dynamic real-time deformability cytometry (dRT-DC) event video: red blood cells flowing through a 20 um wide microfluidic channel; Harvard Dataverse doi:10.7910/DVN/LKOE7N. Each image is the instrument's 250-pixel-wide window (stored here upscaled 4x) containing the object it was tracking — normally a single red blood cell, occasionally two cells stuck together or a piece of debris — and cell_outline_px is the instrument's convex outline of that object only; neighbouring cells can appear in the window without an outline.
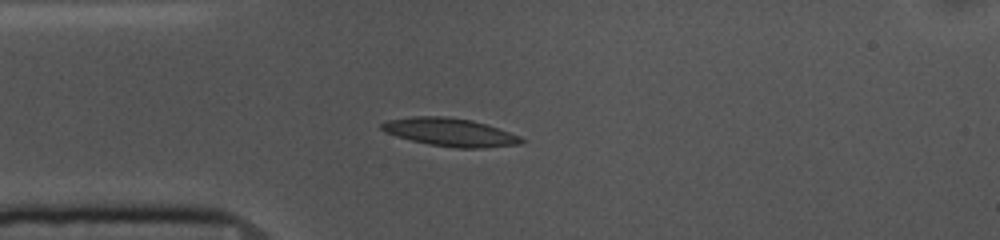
{"species": "common noctule bat (a hibernating species)", "species_latin": "Nyctalus noctula", "temperature_condition": "cold", "stored_images_in_passage": 32, "camera_frame_rate_fps": 3000, "um_per_image_px": 0.085, "animal": {"sex": "female", "body_mass_g": 10.0, "forearm_length_mm": 53.1}, "frame": {"image": 1, "passage_image": 7, "time_ms": 2.0, "image_size_px": [1000, 240], "cell_outline_px": [[524, 140], [520, 144], [480, 148], [456, 148], [428, 144], [396, 136], [384, 132], [380, 128], [380, 124], [388, 120], [412, 116], [444, 116], [472, 120], [520, 136]], "centroid_in_image_um": [38.2, 11.23], "position_along_channel_um": 46.8, "area_um2": 22.66}}
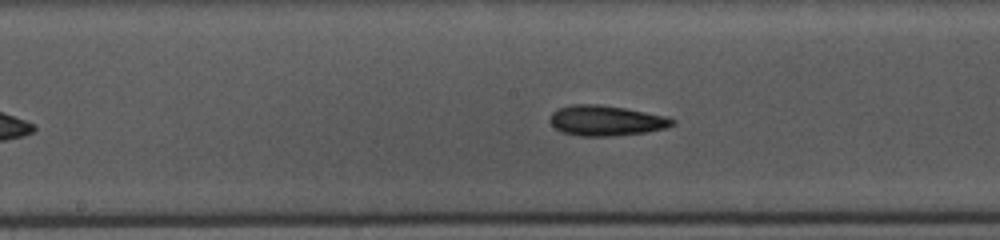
{"frame": {"image": 2, "passage_image": 20, "time_ms": 6.333, "image_size_px": [1000, 240], "cell_outline_px": [[676, 124], [664, 128], [644, 132], [612, 136], [580, 136], [560, 132], [552, 124], [548, 116], [556, 108], [572, 104], [600, 104], [624, 108], [668, 116], [676, 120]], "centroid_in_image_um": [51.49, 10.24], "position_along_channel_um": 196.7, "area_um2": 21.79}}
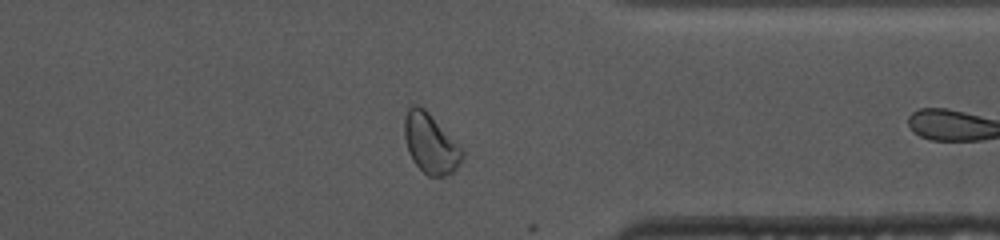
{"frame": {"image": 3, "passage_image": 31, "time_ms": 10.0, "image_size_px": [1000, 240], "cell_outline_px": [[464, 156], [456, 168], [452, 172], [444, 176], [428, 176], [412, 160], [408, 152], [404, 136], [404, 120], [408, 108], [412, 104], [416, 104], [424, 108], [428, 112], [464, 152]], "centroid_in_image_um": [36.56, 12.2], "position_along_channel_um": 374.8, "area_um2": 19.77}}